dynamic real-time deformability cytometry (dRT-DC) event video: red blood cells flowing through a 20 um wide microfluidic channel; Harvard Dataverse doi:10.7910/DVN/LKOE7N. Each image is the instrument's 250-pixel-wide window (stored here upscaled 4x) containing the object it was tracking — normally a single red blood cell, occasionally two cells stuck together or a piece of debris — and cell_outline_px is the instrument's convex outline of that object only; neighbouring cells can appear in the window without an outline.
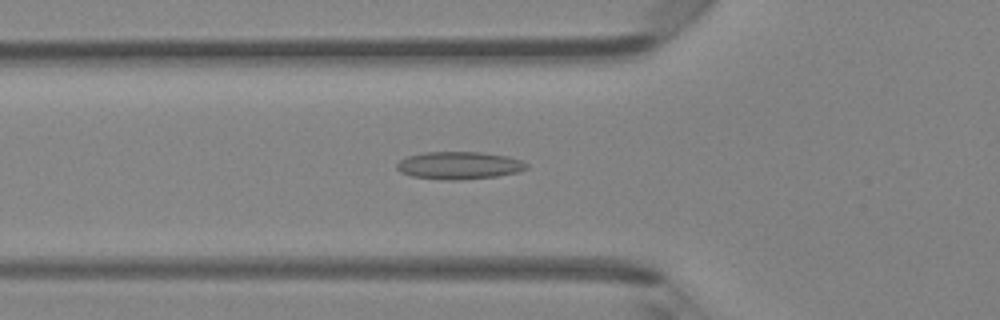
{"species": "Egyptian fruit bat (a non-hibernating species)", "species_latin": "Rousettus aegyptiacus", "temperature_condition": "room temperature", "stored_images_in_passage": 48, "camera_frame_rate_fps": 3000, "um_per_image_px": 0.085, "animal": {"sex": "female"}, "frame": {"image": 1, "passage_image": 17, "time_ms": 5.333, "image_size_px": [1000, 320], "cell_outline_px": [[528, 168], [516, 172], [496, 176], [456, 180], [448, 180], [412, 176], [400, 172], [396, 168], [396, 164], [400, 160], [408, 156], [424, 152], [480, 152], [508, 156], [520, 160], [528, 164]], "centroid_in_image_um": [39.01, 14.05], "position_along_channel_um": 86.8, "area_um2": 20.69}}
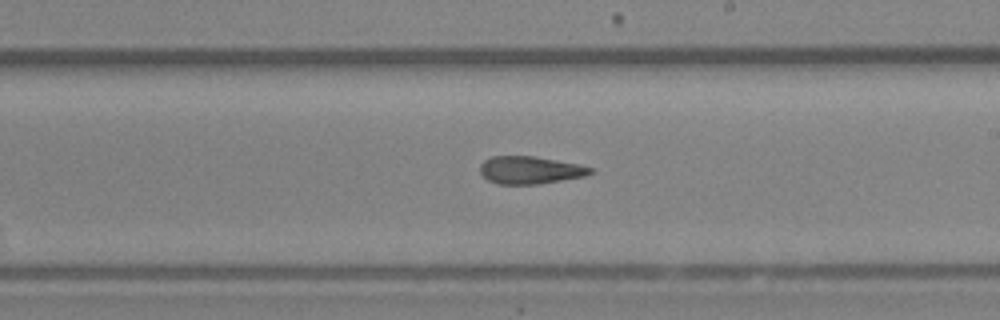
{"frame": {"image": 2, "passage_image": 28, "time_ms": 9.0, "image_size_px": [1000, 320], "cell_outline_px": [[592, 172], [584, 176], [536, 184], [500, 184], [488, 180], [480, 172], [480, 164], [484, 160], [492, 156], [532, 156], [580, 164], [592, 168]], "centroid_in_image_um": [45.03, 14.45], "position_along_channel_um": 244.0, "area_um2": 17.51}}
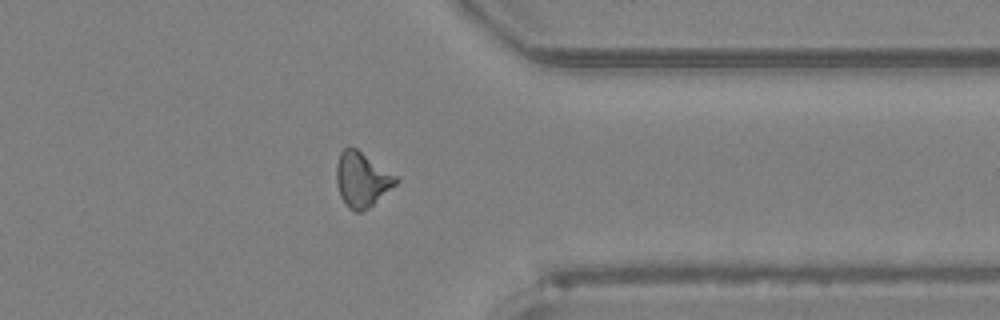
{"frame": {"image": 3, "passage_image": 38, "time_ms": 12.333, "image_size_px": [1000, 320], "cell_outline_px": [[400, 180], [396, 184], [368, 208], [360, 212], [356, 212], [348, 208], [340, 196], [336, 184], [336, 164], [340, 152], [344, 148], [356, 148], [400, 176]], "centroid_in_image_um": [30.78, 15.24], "position_along_channel_um": 380.6, "area_um2": 19.25}, "authors_computed_cell_mechanics": {"area_um2": 18.9584, "velocity_mm_per_s": 4.298, "shape_relaxation_time_tau1_ms": null, "shape_relaxation_time_tau2_ms": 3.9621, "deformation_change_tau1": null, "deformation_change_tau2": 0.1453}}